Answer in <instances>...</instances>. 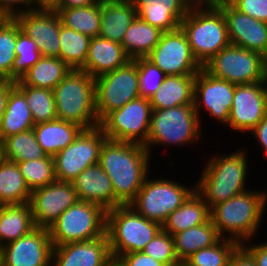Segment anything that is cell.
Listing matches in <instances>:
<instances>
[{
  "label": "cell",
  "mask_w": 267,
  "mask_h": 266,
  "mask_svg": "<svg viewBox=\"0 0 267 266\" xmlns=\"http://www.w3.org/2000/svg\"><path fill=\"white\" fill-rule=\"evenodd\" d=\"M162 33L160 28L136 16L124 34L121 45L131 59L146 57L156 47Z\"/></svg>",
  "instance_id": "obj_32"
},
{
  "label": "cell",
  "mask_w": 267,
  "mask_h": 266,
  "mask_svg": "<svg viewBox=\"0 0 267 266\" xmlns=\"http://www.w3.org/2000/svg\"><path fill=\"white\" fill-rule=\"evenodd\" d=\"M17 166L31 191L56 181L54 159L51 156L17 162Z\"/></svg>",
  "instance_id": "obj_40"
},
{
  "label": "cell",
  "mask_w": 267,
  "mask_h": 266,
  "mask_svg": "<svg viewBox=\"0 0 267 266\" xmlns=\"http://www.w3.org/2000/svg\"><path fill=\"white\" fill-rule=\"evenodd\" d=\"M173 238L175 253L181 263L196 251L211 247L221 239L211 219L202 225L180 231Z\"/></svg>",
  "instance_id": "obj_31"
},
{
  "label": "cell",
  "mask_w": 267,
  "mask_h": 266,
  "mask_svg": "<svg viewBox=\"0 0 267 266\" xmlns=\"http://www.w3.org/2000/svg\"><path fill=\"white\" fill-rule=\"evenodd\" d=\"M78 201L72 182H55L32 191L30 206L35 227L49 229L59 216Z\"/></svg>",
  "instance_id": "obj_19"
},
{
  "label": "cell",
  "mask_w": 267,
  "mask_h": 266,
  "mask_svg": "<svg viewBox=\"0 0 267 266\" xmlns=\"http://www.w3.org/2000/svg\"><path fill=\"white\" fill-rule=\"evenodd\" d=\"M3 151L4 159L15 163L47 157V154L37 142L33 128L5 138L3 140Z\"/></svg>",
  "instance_id": "obj_35"
},
{
  "label": "cell",
  "mask_w": 267,
  "mask_h": 266,
  "mask_svg": "<svg viewBox=\"0 0 267 266\" xmlns=\"http://www.w3.org/2000/svg\"><path fill=\"white\" fill-rule=\"evenodd\" d=\"M16 19L9 18L0 27V79L12 81V65L16 57Z\"/></svg>",
  "instance_id": "obj_41"
},
{
  "label": "cell",
  "mask_w": 267,
  "mask_h": 266,
  "mask_svg": "<svg viewBox=\"0 0 267 266\" xmlns=\"http://www.w3.org/2000/svg\"><path fill=\"white\" fill-rule=\"evenodd\" d=\"M106 139L100 126L83 129L70 145L53 157L56 180L72 182L87 167L99 163Z\"/></svg>",
  "instance_id": "obj_13"
},
{
  "label": "cell",
  "mask_w": 267,
  "mask_h": 266,
  "mask_svg": "<svg viewBox=\"0 0 267 266\" xmlns=\"http://www.w3.org/2000/svg\"><path fill=\"white\" fill-rule=\"evenodd\" d=\"M136 16L133 0H101L99 37L121 43Z\"/></svg>",
  "instance_id": "obj_24"
},
{
  "label": "cell",
  "mask_w": 267,
  "mask_h": 266,
  "mask_svg": "<svg viewBox=\"0 0 267 266\" xmlns=\"http://www.w3.org/2000/svg\"><path fill=\"white\" fill-rule=\"evenodd\" d=\"M57 0H34L36 7L50 8Z\"/></svg>",
  "instance_id": "obj_55"
},
{
  "label": "cell",
  "mask_w": 267,
  "mask_h": 266,
  "mask_svg": "<svg viewBox=\"0 0 267 266\" xmlns=\"http://www.w3.org/2000/svg\"><path fill=\"white\" fill-rule=\"evenodd\" d=\"M83 129L77 123L58 118L33 127L37 142L47 156L51 157L70 145Z\"/></svg>",
  "instance_id": "obj_27"
},
{
  "label": "cell",
  "mask_w": 267,
  "mask_h": 266,
  "mask_svg": "<svg viewBox=\"0 0 267 266\" xmlns=\"http://www.w3.org/2000/svg\"><path fill=\"white\" fill-rule=\"evenodd\" d=\"M137 63L140 97L150 99L161 86L165 73L146 57L133 59Z\"/></svg>",
  "instance_id": "obj_42"
},
{
  "label": "cell",
  "mask_w": 267,
  "mask_h": 266,
  "mask_svg": "<svg viewBox=\"0 0 267 266\" xmlns=\"http://www.w3.org/2000/svg\"><path fill=\"white\" fill-rule=\"evenodd\" d=\"M34 228L30 203L0 207V247L28 234Z\"/></svg>",
  "instance_id": "obj_30"
},
{
  "label": "cell",
  "mask_w": 267,
  "mask_h": 266,
  "mask_svg": "<svg viewBox=\"0 0 267 266\" xmlns=\"http://www.w3.org/2000/svg\"><path fill=\"white\" fill-rule=\"evenodd\" d=\"M195 75L165 76L161 86L149 99L153 110L193 105Z\"/></svg>",
  "instance_id": "obj_26"
},
{
  "label": "cell",
  "mask_w": 267,
  "mask_h": 266,
  "mask_svg": "<svg viewBox=\"0 0 267 266\" xmlns=\"http://www.w3.org/2000/svg\"><path fill=\"white\" fill-rule=\"evenodd\" d=\"M9 95V80H2L0 82V121L5 111Z\"/></svg>",
  "instance_id": "obj_54"
},
{
  "label": "cell",
  "mask_w": 267,
  "mask_h": 266,
  "mask_svg": "<svg viewBox=\"0 0 267 266\" xmlns=\"http://www.w3.org/2000/svg\"><path fill=\"white\" fill-rule=\"evenodd\" d=\"M79 201L102 206L106 211L118 207L112 181L99 163L87 167L73 181Z\"/></svg>",
  "instance_id": "obj_22"
},
{
  "label": "cell",
  "mask_w": 267,
  "mask_h": 266,
  "mask_svg": "<svg viewBox=\"0 0 267 266\" xmlns=\"http://www.w3.org/2000/svg\"><path fill=\"white\" fill-rule=\"evenodd\" d=\"M117 261L123 266H166L165 264L154 260L149 255H146L142 251L130 252L121 255Z\"/></svg>",
  "instance_id": "obj_47"
},
{
  "label": "cell",
  "mask_w": 267,
  "mask_h": 266,
  "mask_svg": "<svg viewBox=\"0 0 267 266\" xmlns=\"http://www.w3.org/2000/svg\"><path fill=\"white\" fill-rule=\"evenodd\" d=\"M59 38V58L71 69L80 70L85 64L91 37L67 28L61 22Z\"/></svg>",
  "instance_id": "obj_36"
},
{
  "label": "cell",
  "mask_w": 267,
  "mask_h": 266,
  "mask_svg": "<svg viewBox=\"0 0 267 266\" xmlns=\"http://www.w3.org/2000/svg\"><path fill=\"white\" fill-rule=\"evenodd\" d=\"M4 160L3 141L0 139V162Z\"/></svg>",
  "instance_id": "obj_57"
},
{
  "label": "cell",
  "mask_w": 267,
  "mask_h": 266,
  "mask_svg": "<svg viewBox=\"0 0 267 266\" xmlns=\"http://www.w3.org/2000/svg\"><path fill=\"white\" fill-rule=\"evenodd\" d=\"M209 219L208 204L194 191L178 209L167 217L162 224V229L173 236L180 231L202 225Z\"/></svg>",
  "instance_id": "obj_28"
},
{
  "label": "cell",
  "mask_w": 267,
  "mask_h": 266,
  "mask_svg": "<svg viewBox=\"0 0 267 266\" xmlns=\"http://www.w3.org/2000/svg\"><path fill=\"white\" fill-rule=\"evenodd\" d=\"M202 68L210 75L234 84L267 81V58L232 44L221 49Z\"/></svg>",
  "instance_id": "obj_10"
},
{
  "label": "cell",
  "mask_w": 267,
  "mask_h": 266,
  "mask_svg": "<svg viewBox=\"0 0 267 266\" xmlns=\"http://www.w3.org/2000/svg\"><path fill=\"white\" fill-rule=\"evenodd\" d=\"M228 266H256L253 257L239 245L233 252Z\"/></svg>",
  "instance_id": "obj_50"
},
{
  "label": "cell",
  "mask_w": 267,
  "mask_h": 266,
  "mask_svg": "<svg viewBox=\"0 0 267 266\" xmlns=\"http://www.w3.org/2000/svg\"><path fill=\"white\" fill-rule=\"evenodd\" d=\"M31 193L17 163L0 162V205L29 203Z\"/></svg>",
  "instance_id": "obj_33"
},
{
  "label": "cell",
  "mask_w": 267,
  "mask_h": 266,
  "mask_svg": "<svg viewBox=\"0 0 267 266\" xmlns=\"http://www.w3.org/2000/svg\"><path fill=\"white\" fill-rule=\"evenodd\" d=\"M130 60L121 43L97 36L91 38L85 64L80 70L96 78L125 66Z\"/></svg>",
  "instance_id": "obj_23"
},
{
  "label": "cell",
  "mask_w": 267,
  "mask_h": 266,
  "mask_svg": "<svg viewBox=\"0 0 267 266\" xmlns=\"http://www.w3.org/2000/svg\"><path fill=\"white\" fill-rule=\"evenodd\" d=\"M150 101L139 97L108 113L99 126L109 140L147 145L152 117Z\"/></svg>",
  "instance_id": "obj_12"
},
{
  "label": "cell",
  "mask_w": 267,
  "mask_h": 266,
  "mask_svg": "<svg viewBox=\"0 0 267 266\" xmlns=\"http://www.w3.org/2000/svg\"><path fill=\"white\" fill-rule=\"evenodd\" d=\"M137 16L148 24L160 28L163 32L176 30L181 21L168 9L163 2H152L144 6Z\"/></svg>",
  "instance_id": "obj_44"
},
{
  "label": "cell",
  "mask_w": 267,
  "mask_h": 266,
  "mask_svg": "<svg viewBox=\"0 0 267 266\" xmlns=\"http://www.w3.org/2000/svg\"><path fill=\"white\" fill-rule=\"evenodd\" d=\"M238 0H196L203 8L221 9L227 6H233Z\"/></svg>",
  "instance_id": "obj_53"
},
{
  "label": "cell",
  "mask_w": 267,
  "mask_h": 266,
  "mask_svg": "<svg viewBox=\"0 0 267 266\" xmlns=\"http://www.w3.org/2000/svg\"><path fill=\"white\" fill-rule=\"evenodd\" d=\"M150 156L148 149L141 144L109 139L104 141L99 165L112 181L115 202L119 206L129 205L150 175Z\"/></svg>",
  "instance_id": "obj_1"
},
{
  "label": "cell",
  "mask_w": 267,
  "mask_h": 266,
  "mask_svg": "<svg viewBox=\"0 0 267 266\" xmlns=\"http://www.w3.org/2000/svg\"><path fill=\"white\" fill-rule=\"evenodd\" d=\"M233 7L241 13L267 23V0H238Z\"/></svg>",
  "instance_id": "obj_46"
},
{
  "label": "cell",
  "mask_w": 267,
  "mask_h": 266,
  "mask_svg": "<svg viewBox=\"0 0 267 266\" xmlns=\"http://www.w3.org/2000/svg\"><path fill=\"white\" fill-rule=\"evenodd\" d=\"M16 86L25 94L34 124L57 119L53 90L35 88L28 85Z\"/></svg>",
  "instance_id": "obj_37"
},
{
  "label": "cell",
  "mask_w": 267,
  "mask_h": 266,
  "mask_svg": "<svg viewBox=\"0 0 267 266\" xmlns=\"http://www.w3.org/2000/svg\"><path fill=\"white\" fill-rule=\"evenodd\" d=\"M267 115V81L236 84L227 126L240 132H250Z\"/></svg>",
  "instance_id": "obj_16"
},
{
  "label": "cell",
  "mask_w": 267,
  "mask_h": 266,
  "mask_svg": "<svg viewBox=\"0 0 267 266\" xmlns=\"http://www.w3.org/2000/svg\"><path fill=\"white\" fill-rule=\"evenodd\" d=\"M198 63L203 66L230 40L225 17L219 9H207L195 2L181 20L180 26Z\"/></svg>",
  "instance_id": "obj_4"
},
{
  "label": "cell",
  "mask_w": 267,
  "mask_h": 266,
  "mask_svg": "<svg viewBox=\"0 0 267 266\" xmlns=\"http://www.w3.org/2000/svg\"><path fill=\"white\" fill-rule=\"evenodd\" d=\"M113 260L107 235L53 246L51 266H108Z\"/></svg>",
  "instance_id": "obj_21"
},
{
  "label": "cell",
  "mask_w": 267,
  "mask_h": 266,
  "mask_svg": "<svg viewBox=\"0 0 267 266\" xmlns=\"http://www.w3.org/2000/svg\"><path fill=\"white\" fill-rule=\"evenodd\" d=\"M106 214L102 206L78 200L48 229L52 245L85 242L105 236Z\"/></svg>",
  "instance_id": "obj_8"
},
{
  "label": "cell",
  "mask_w": 267,
  "mask_h": 266,
  "mask_svg": "<svg viewBox=\"0 0 267 266\" xmlns=\"http://www.w3.org/2000/svg\"><path fill=\"white\" fill-rule=\"evenodd\" d=\"M57 11L62 25L89 37H97L100 33L101 0L90 6H78Z\"/></svg>",
  "instance_id": "obj_34"
},
{
  "label": "cell",
  "mask_w": 267,
  "mask_h": 266,
  "mask_svg": "<svg viewBox=\"0 0 267 266\" xmlns=\"http://www.w3.org/2000/svg\"><path fill=\"white\" fill-rule=\"evenodd\" d=\"M142 252L166 266H182L175 253L173 236L163 229L144 247Z\"/></svg>",
  "instance_id": "obj_43"
},
{
  "label": "cell",
  "mask_w": 267,
  "mask_h": 266,
  "mask_svg": "<svg viewBox=\"0 0 267 266\" xmlns=\"http://www.w3.org/2000/svg\"><path fill=\"white\" fill-rule=\"evenodd\" d=\"M239 245L235 240L221 238L213 246L193 253L182 266H228L233 252Z\"/></svg>",
  "instance_id": "obj_38"
},
{
  "label": "cell",
  "mask_w": 267,
  "mask_h": 266,
  "mask_svg": "<svg viewBox=\"0 0 267 266\" xmlns=\"http://www.w3.org/2000/svg\"><path fill=\"white\" fill-rule=\"evenodd\" d=\"M2 266H51L53 245L48 229L35 227L2 247Z\"/></svg>",
  "instance_id": "obj_17"
},
{
  "label": "cell",
  "mask_w": 267,
  "mask_h": 266,
  "mask_svg": "<svg viewBox=\"0 0 267 266\" xmlns=\"http://www.w3.org/2000/svg\"><path fill=\"white\" fill-rule=\"evenodd\" d=\"M220 10L226 20L230 43L267 58V23L241 13L233 6Z\"/></svg>",
  "instance_id": "obj_20"
},
{
  "label": "cell",
  "mask_w": 267,
  "mask_h": 266,
  "mask_svg": "<svg viewBox=\"0 0 267 266\" xmlns=\"http://www.w3.org/2000/svg\"><path fill=\"white\" fill-rule=\"evenodd\" d=\"M14 18L21 30L35 41L41 56L59 58L61 19L57 11L37 7L17 14Z\"/></svg>",
  "instance_id": "obj_18"
},
{
  "label": "cell",
  "mask_w": 267,
  "mask_h": 266,
  "mask_svg": "<svg viewBox=\"0 0 267 266\" xmlns=\"http://www.w3.org/2000/svg\"><path fill=\"white\" fill-rule=\"evenodd\" d=\"M99 0H57L50 8L62 9L78 6H90L97 3Z\"/></svg>",
  "instance_id": "obj_52"
},
{
  "label": "cell",
  "mask_w": 267,
  "mask_h": 266,
  "mask_svg": "<svg viewBox=\"0 0 267 266\" xmlns=\"http://www.w3.org/2000/svg\"><path fill=\"white\" fill-rule=\"evenodd\" d=\"M251 241L243 242L240 245L253 257L256 266H267V242L256 243L253 241L251 243Z\"/></svg>",
  "instance_id": "obj_49"
},
{
  "label": "cell",
  "mask_w": 267,
  "mask_h": 266,
  "mask_svg": "<svg viewBox=\"0 0 267 266\" xmlns=\"http://www.w3.org/2000/svg\"><path fill=\"white\" fill-rule=\"evenodd\" d=\"M108 266H123L121 263H119L117 260L113 259Z\"/></svg>",
  "instance_id": "obj_58"
},
{
  "label": "cell",
  "mask_w": 267,
  "mask_h": 266,
  "mask_svg": "<svg viewBox=\"0 0 267 266\" xmlns=\"http://www.w3.org/2000/svg\"><path fill=\"white\" fill-rule=\"evenodd\" d=\"M139 97L137 63L133 59L95 78V110L99 122L111 111Z\"/></svg>",
  "instance_id": "obj_11"
},
{
  "label": "cell",
  "mask_w": 267,
  "mask_h": 266,
  "mask_svg": "<svg viewBox=\"0 0 267 266\" xmlns=\"http://www.w3.org/2000/svg\"><path fill=\"white\" fill-rule=\"evenodd\" d=\"M162 230L158 222L148 220L130 205L107 210L106 235L112 258L140 252Z\"/></svg>",
  "instance_id": "obj_6"
},
{
  "label": "cell",
  "mask_w": 267,
  "mask_h": 266,
  "mask_svg": "<svg viewBox=\"0 0 267 266\" xmlns=\"http://www.w3.org/2000/svg\"><path fill=\"white\" fill-rule=\"evenodd\" d=\"M235 85L210 75L202 68L195 75L193 97V105L199 120L204 108L203 111L216 120L217 124L220 123L225 127L229 120Z\"/></svg>",
  "instance_id": "obj_15"
},
{
  "label": "cell",
  "mask_w": 267,
  "mask_h": 266,
  "mask_svg": "<svg viewBox=\"0 0 267 266\" xmlns=\"http://www.w3.org/2000/svg\"><path fill=\"white\" fill-rule=\"evenodd\" d=\"M37 8L34 0H0L2 9L10 18L17 14Z\"/></svg>",
  "instance_id": "obj_48"
},
{
  "label": "cell",
  "mask_w": 267,
  "mask_h": 266,
  "mask_svg": "<svg viewBox=\"0 0 267 266\" xmlns=\"http://www.w3.org/2000/svg\"><path fill=\"white\" fill-rule=\"evenodd\" d=\"M35 126L25 94L9 81V95L0 121V139L28 131Z\"/></svg>",
  "instance_id": "obj_25"
},
{
  "label": "cell",
  "mask_w": 267,
  "mask_h": 266,
  "mask_svg": "<svg viewBox=\"0 0 267 266\" xmlns=\"http://www.w3.org/2000/svg\"><path fill=\"white\" fill-rule=\"evenodd\" d=\"M256 138L259 147L263 149V154L267 156V115L262 119V121L249 132ZM267 158V157H266Z\"/></svg>",
  "instance_id": "obj_51"
},
{
  "label": "cell",
  "mask_w": 267,
  "mask_h": 266,
  "mask_svg": "<svg viewBox=\"0 0 267 266\" xmlns=\"http://www.w3.org/2000/svg\"><path fill=\"white\" fill-rule=\"evenodd\" d=\"M57 118L84 129L99 126L95 110V78L83 70L71 71L53 89Z\"/></svg>",
  "instance_id": "obj_5"
},
{
  "label": "cell",
  "mask_w": 267,
  "mask_h": 266,
  "mask_svg": "<svg viewBox=\"0 0 267 266\" xmlns=\"http://www.w3.org/2000/svg\"><path fill=\"white\" fill-rule=\"evenodd\" d=\"M0 266H2V254H1V249H0Z\"/></svg>",
  "instance_id": "obj_59"
},
{
  "label": "cell",
  "mask_w": 267,
  "mask_h": 266,
  "mask_svg": "<svg viewBox=\"0 0 267 266\" xmlns=\"http://www.w3.org/2000/svg\"><path fill=\"white\" fill-rule=\"evenodd\" d=\"M148 175L135 199L129 204L146 219L160 223L178 209L195 191L192 187L165 177L151 178Z\"/></svg>",
  "instance_id": "obj_9"
},
{
  "label": "cell",
  "mask_w": 267,
  "mask_h": 266,
  "mask_svg": "<svg viewBox=\"0 0 267 266\" xmlns=\"http://www.w3.org/2000/svg\"><path fill=\"white\" fill-rule=\"evenodd\" d=\"M267 209V191L249 189L210 209V219L221 238L239 244L254 240ZM228 234V235H227Z\"/></svg>",
  "instance_id": "obj_2"
},
{
  "label": "cell",
  "mask_w": 267,
  "mask_h": 266,
  "mask_svg": "<svg viewBox=\"0 0 267 266\" xmlns=\"http://www.w3.org/2000/svg\"><path fill=\"white\" fill-rule=\"evenodd\" d=\"M236 149L230 154L211 155L203 166L195 191L211 209L213 206L249 190L246 183L249 160L245 149Z\"/></svg>",
  "instance_id": "obj_3"
},
{
  "label": "cell",
  "mask_w": 267,
  "mask_h": 266,
  "mask_svg": "<svg viewBox=\"0 0 267 266\" xmlns=\"http://www.w3.org/2000/svg\"><path fill=\"white\" fill-rule=\"evenodd\" d=\"M163 2L168 9L181 21L188 13L190 7L196 0H133L136 12L138 13L144 6L151 5L152 2Z\"/></svg>",
  "instance_id": "obj_45"
},
{
  "label": "cell",
  "mask_w": 267,
  "mask_h": 266,
  "mask_svg": "<svg viewBox=\"0 0 267 266\" xmlns=\"http://www.w3.org/2000/svg\"><path fill=\"white\" fill-rule=\"evenodd\" d=\"M15 52L16 57L12 65V81L20 80L28 69L42 57L35 41L21 30L17 21Z\"/></svg>",
  "instance_id": "obj_39"
},
{
  "label": "cell",
  "mask_w": 267,
  "mask_h": 266,
  "mask_svg": "<svg viewBox=\"0 0 267 266\" xmlns=\"http://www.w3.org/2000/svg\"><path fill=\"white\" fill-rule=\"evenodd\" d=\"M10 17L2 10L0 9V27L2 26V24L8 20Z\"/></svg>",
  "instance_id": "obj_56"
},
{
  "label": "cell",
  "mask_w": 267,
  "mask_h": 266,
  "mask_svg": "<svg viewBox=\"0 0 267 266\" xmlns=\"http://www.w3.org/2000/svg\"><path fill=\"white\" fill-rule=\"evenodd\" d=\"M202 122V119L200 121L198 118L194 105L153 110L146 148L152 156L151 149L154 147L173 145V147L179 146V149L195 142L199 143L203 134Z\"/></svg>",
  "instance_id": "obj_7"
},
{
  "label": "cell",
  "mask_w": 267,
  "mask_h": 266,
  "mask_svg": "<svg viewBox=\"0 0 267 266\" xmlns=\"http://www.w3.org/2000/svg\"><path fill=\"white\" fill-rule=\"evenodd\" d=\"M146 58L159 67L166 76L196 75L202 69L180 27L163 32L160 41Z\"/></svg>",
  "instance_id": "obj_14"
},
{
  "label": "cell",
  "mask_w": 267,
  "mask_h": 266,
  "mask_svg": "<svg viewBox=\"0 0 267 266\" xmlns=\"http://www.w3.org/2000/svg\"><path fill=\"white\" fill-rule=\"evenodd\" d=\"M71 68L60 58L42 56L15 85L53 90Z\"/></svg>",
  "instance_id": "obj_29"
}]
</instances>
